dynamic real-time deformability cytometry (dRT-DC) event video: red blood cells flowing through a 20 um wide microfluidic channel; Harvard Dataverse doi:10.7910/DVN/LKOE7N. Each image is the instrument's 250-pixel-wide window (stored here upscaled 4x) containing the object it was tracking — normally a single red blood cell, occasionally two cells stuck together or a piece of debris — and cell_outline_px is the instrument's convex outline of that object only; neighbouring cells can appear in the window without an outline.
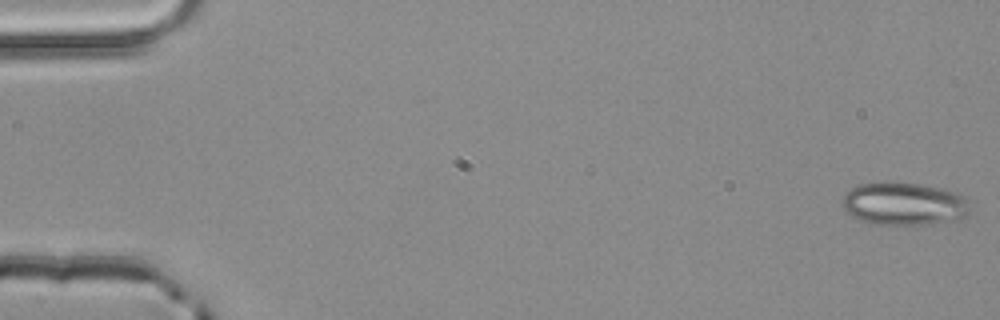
{"species": "common noctule bat (a hibernating species)", "species_latin": "Nyctalus noctula", "temperature_condition": "room temperature", "stored_images_in_passage": 4, "segment_of_instrument_passage": [2, 2], "camera_frame_rate_fps": 3000, "um_per_image_px": 0.085, "animal": {"sex": "male", "body_mass_g": 20.4}, "frame": {"image": 1, "passage_image": 4, "time_ms": 1.0, "image_size_px": [1000, 320], "cell_outline_px": [[968, 212], [956, 224], [872, 224], [852, 216], [844, 212], [840, 204], [840, 200], [844, 192], [856, 184], [884, 180], [920, 184], [944, 188], [960, 192], [964, 196]], "centroid_in_image_um": [76.8, 17.31], "position_along_channel_um": 8.2, "area_um2": 33.18}}